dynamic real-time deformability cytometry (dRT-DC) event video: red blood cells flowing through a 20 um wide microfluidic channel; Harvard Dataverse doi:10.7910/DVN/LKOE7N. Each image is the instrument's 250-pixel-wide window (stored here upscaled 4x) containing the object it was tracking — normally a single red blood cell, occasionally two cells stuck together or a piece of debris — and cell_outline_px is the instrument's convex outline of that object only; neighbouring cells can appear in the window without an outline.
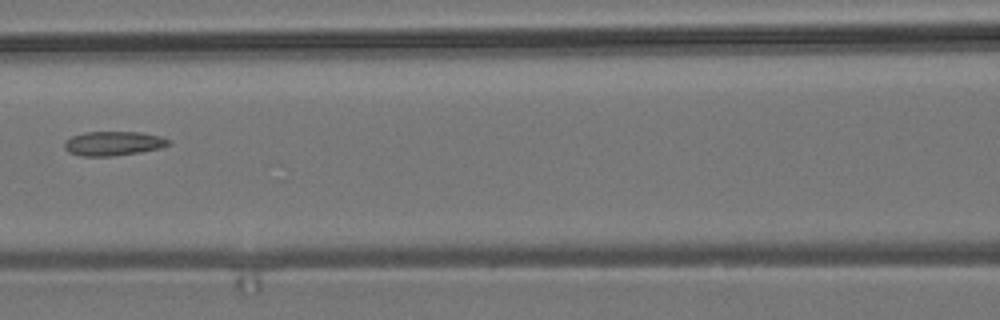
{"species": "common noctule bat (a hibernating species)", "species_latin": "Nyctalus noctula", "temperature_condition": "room temperature", "stored_images_in_passage": 6, "camera_frame_rate_fps": 3000, "um_per_image_px": 0.085, "animal": {"sex": "male", "body_mass_g": 19.2, "forearm_length_mm": 51.8}, "frame": {"image": 1, "passage_image": 6, "time_ms": 6.667, "image_size_px": [1000, 320], "cell_outline_px": [[172, 144], [160, 148], [140, 152], [112, 156], [80, 156], [68, 152], [64, 148], [64, 140], [72, 136], [84, 132], [140, 132], [160, 136], [172, 140]], "centroid_in_image_um": [9.63, 12.19], "position_along_channel_um": 157.0, "area_um2": 14.91}}